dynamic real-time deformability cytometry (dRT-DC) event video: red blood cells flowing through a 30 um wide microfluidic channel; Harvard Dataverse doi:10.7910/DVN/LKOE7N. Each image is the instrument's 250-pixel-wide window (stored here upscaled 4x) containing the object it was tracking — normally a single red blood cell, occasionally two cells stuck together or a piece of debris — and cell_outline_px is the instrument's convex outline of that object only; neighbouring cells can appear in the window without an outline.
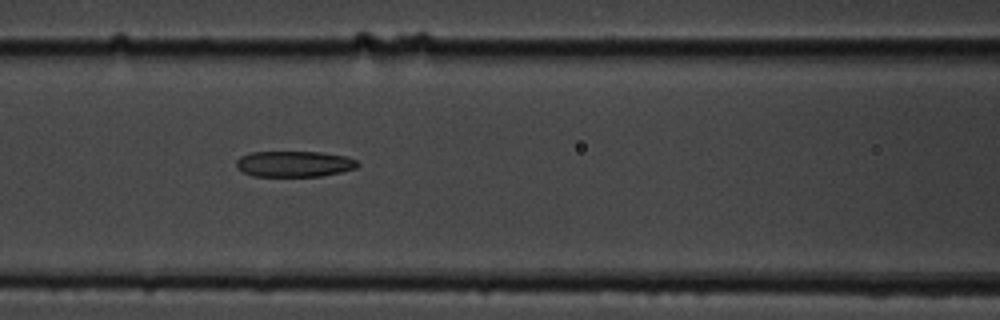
{"species": "common noctule bat (a hibernating species)", "species_latin": "Nyctalus noctula", "temperature_condition": "cold", "stored_images_in_passage": 5, "camera_frame_rate_fps": 3000, "um_per_image_px": 0.085, "animal": {"sex": "male", "body_mass_g": 19.5, "forearm_length_mm": 54.6}, "frame": {"image": 1, "passage_image": 3, "time_ms": 2.333, "image_size_px": [1000, 320], "cell_outline_px": [[360, 164], [356, 168], [340, 172], [320, 176], [252, 176], [236, 168], [236, 160], [240, 156], [252, 152], [324, 152], [348, 156], [356, 160]], "centroid_in_image_um": [25.02, 13.92], "position_along_channel_um": 141.6, "area_um2": 18.44}}
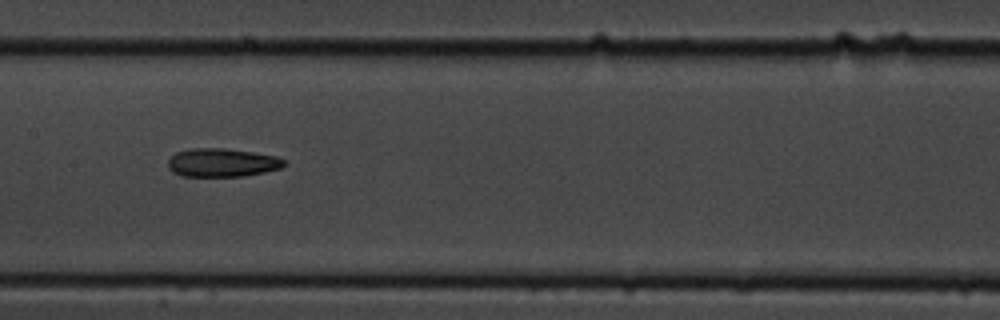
{"frame": {"image": 2, "passage_image": 4, "time_ms": 3.667, "image_size_px": [1000, 320], "cell_outline_px": [[288, 164], [280, 168], [264, 172], [244, 176], [180, 176], [172, 172], [168, 168], [168, 160], [176, 152], [192, 148], [224, 148], [252, 152], [276, 156], [284, 160]], "centroid_in_image_um": [18.86, 13.82], "position_along_channel_um": 188.5, "area_um2": 19.31}}
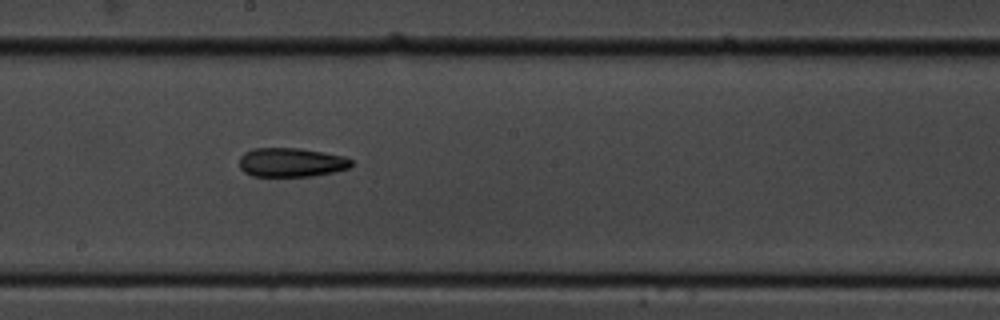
{"frame": {"image": 3, "passage_image": 5, "time_ms": 4.667, "image_size_px": [1000, 320], "cell_outline_px": [[352, 164], [348, 168], [332, 172], [312, 176], [252, 176], [244, 172], [240, 168], [240, 156], [244, 152], [252, 148], [300, 148], [344, 156], [352, 160]], "centroid_in_image_um": [24.72, 13.8], "position_along_channel_um": 223.5, "area_um2": 18.96}}